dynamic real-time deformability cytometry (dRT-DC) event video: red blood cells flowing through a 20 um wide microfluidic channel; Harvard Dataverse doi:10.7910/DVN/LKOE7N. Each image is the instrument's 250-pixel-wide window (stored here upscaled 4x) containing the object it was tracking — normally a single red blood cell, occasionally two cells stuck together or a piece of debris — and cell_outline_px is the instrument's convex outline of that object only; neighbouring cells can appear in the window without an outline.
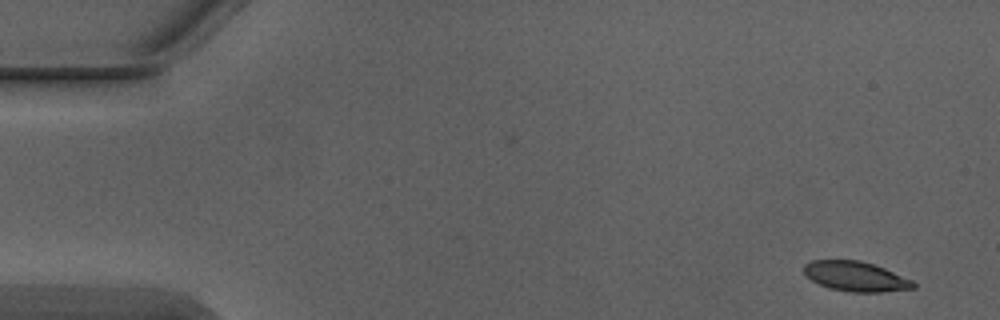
{"species": "Egyptian fruit bat (a non-hibernating species)", "species_latin": "Rousettus aegyptiacus", "temperature_condition": "warm", "stored_images_in_passage": 5, "camera_frame_rate_fps": 3000, "um_per_image_px": 0.085, "animal": {"sex": "male"}, "frame": {"image": 1, "passage_image": 1, "time_ms": 0.0, "image_size_px": [1000, 320], "cell_outline_px": [[916, 288], [884, 292], [852, 292], [828, 288], [812, 280], [804, 272], [804, 264], [812, 260], [860, 260], [884, 268], [912, 280], [916, 284]], "centroid_in_image_um": [72.75, 23.5], "position_along_channel_um": 12.3, "area_um2": 18.96}}
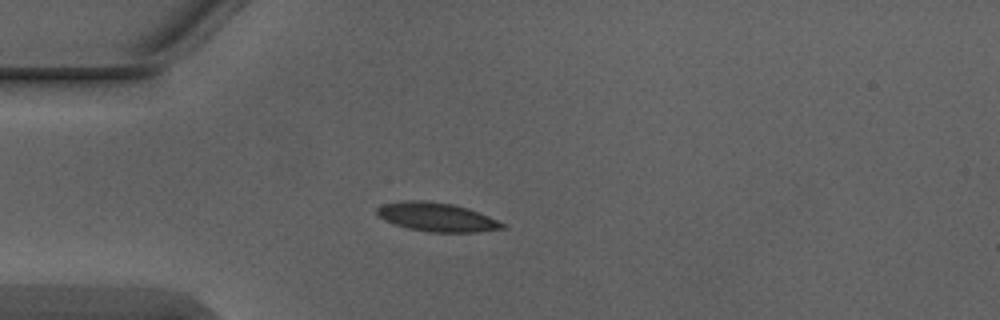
{"frame": {"image": 2, "passage_image": 4, "time_ms": 1.0, "image_size_px": [1000, 320], "cell_outline_px": [[504, 228], [476, 232], [428, 232], [408, 228], [392, 224], [384, 220], [376, 212], [376, 208], [384, 204], [408, 200], [424, 200], [452, 204], [468, 208], [488, 216], [504, 224]], "centroid_in_image_um": [37.09, 18.45], "position_along_channel_um": 47.9, "area_um2": 20.87}}